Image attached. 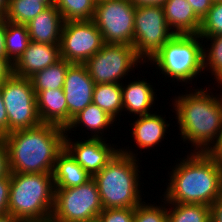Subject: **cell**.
I'll return each instance as SVG.
<instances>
[{
	"label": "cell",
	"instance_id": "9",
	"mask_svg": "<svg viewBox=\"0 0 222 222\" xmlns=\"http://www.w3.org/2000/svg\"><path fill=\"white\" fill-rule=\"evenodd\" d=\"M0 88L8 116V133L41 124L30 78L13 74Z\"/></svg>",
	"mask_w": 222,
	"mask_h": 222
},
{
	"label": "cell",
	"instance_id": "5",
	"mask_svg": "<svg viewBox=\"0 0 222 222\" xmlns=\"http://www.w3.org/2000/svg\"><path fill=\"white\" fill-rule=\"evenodd\" d=\"M119 149L107 165L92 177L97 184L103 209H135L143 200L137 154L129 147Z\"/></svg>",
	"mask_w": 222,
	"mask_h": 222
},
{
	"label": "cell",
	"instance_id": "16",
	"mask_svg": "<svg viewBox=\"0 0 222 222\" xmlns=\"http://www.w3.org/2000/svg\"><path fill=\"white\" fill-rule=\"evenodd\" d=\"M64 20L55 5L48 6L29 23L26 24L30 40L60 45Z\"/></svg>",
	"mask_w": 222,
	"mask_h": 222
},
{
	"label": "cell",
	"instance_id": "13",
	"mask_svg": "<svg viewBox=\"0 0 222 222\" xmlns=\"http://www.w3.org/2000/svg\"><path fill=\"white\" fill-rule=\"evenodd\" d=\"M66 133L64 137V148L84 168L91 177L100 172L107 163L120 150L114 145H109L103 138H89L84 141L71 142V138ZM107 143V144H106Z\"/></svg>",
	"mask_w": 222,
	"mask_h": 222
},
{
	"label": "cell",
	"instance_id": "23",
	"mask_svg": "<svg viewBox=\"0 0 222 222\" xmlns=\"http://www.w3.org/2000/svg\"><path fill=\"white\" fill-rule=\"evenodd\" d=\"M92 102L116 120L123 111L121 83L95 84Z\"/></svg>",
	"mask_w": 222,
	"mask_h": 222
},
{
	"label": "cell",
	"instance_id": "31",
	"mask_svg": "<svg viewBox=\"0 0 222 222\" xmlns=\"http://www.w3.org/2000/svg\"><path fill=\"white\" fill-rule=\"evenodd\" d=\"M164 204L159 206L145 203L142 201L134 209V220L133 222H167V206L166 201L162 200ZM163 205V206H162Z\"/></svg>",
	"mask_w": 222,
	"mask_h": 222
},
{
	"label": "cell",
	"instance_id": "36",
	"mask_svg": "<svg viewBox=\"0 0 222 222\" xmlns=\"http://www.w3.org/2000/svg\"><path fill=\"white\" fill-rule=\"evenodd\" d=\"M14 74V64L6 57H0V86Z\"/></svg>",
	"mask_w": 222,
	"mask_h": 222
},
{
	"label": "cell",
	"instance_id": "37",
	"mask_svg": "<svg viewBox=\"0 0 222 222\" xmlns=\"http://www.w3.org/2000/svg\"><path fill=\"white\" fill-rule=\"evenodd\" d=\"M210 222H222V193L210 205Z\"/></svg>",
	"mask_w": 222,
	"mask_h": 222
},
{
	"label": "cell",
	"instance_id": "10",
	"mask_svg": "<svg viewBox=\"0 0 222 222\" xmlns=\"http://www.w3.org/2000/svg\"><path fill=\"white\" fill-rule=\"evenodd\" d=\"M136 6L130 0L96 2L92 21L106 44L133 46Z\"/></svg>",
	"mask_w": 222,
	"mask_h": 222
},
{
	"label": "cell",
	"instance_id": "29",
	"mask_svg": "<svg viewBox=\"0 0 222 222\" xmlns=\"http://www.w3.org/2000/svg\"><path fill=\"white\" fill-rule=\"evenodd\" d=\"M204 39L207 41L210 40L211 43L209 45L211 46L202 48L203 71H209L210 69V73L214 75V79L218 82L217 85H221L219 87H222V34L203 37L202 41Z\"/></svg>",
	"mask_w": 222,
	"mask_h": 222
},
{
	"label": "cell",
	"instance_id": "28",
	"mask_svg": "<svg viewBox=\"0 0 222 222\" xmlns=\"http://www.w3.org/2000/svg\"><path fill=\"white\" fill-rule=\"evenodd\" d=\"M56 8L66 21L92 20L96 8L95 0H55Z\"/></svg>",
	"mask_w": 222,
	"mask_h": 222
},
{
	"label": "cell",
	"instance_id": "41",
	"mask_svg": "<svg viewBox=\"0 0 222 222\" xmlns=\"http://www.w3.org/2000/svg\"><path fill=\"white\" fill-rule=\"evenodd\" d=\"M135 6L139 5H163L167 0H130Z\"/></svg>",
	"mask_w": 222,
	"mask_h": 222
},
{
	"label": "cell",
	"instance_id": "32",
	"mask_svg": "<svg viewBox=\"0 0 222 222\" xmlns=\"http://www.w3.org/2000/svg\"><path fill=\"white\" fill-rule=\"evenodd\" d=\"M98 217L102 222H133L134 209L132 208L103 209Z\"/></svg>",
	"mask_w": 222,
	"mask_h": 222
},
{
	"label": "cell",
	"instance_id": "30",
	"mask_svg": "<svg viewBox=\"0 0 222 222\" xmlns=\"http://www.w3.org/2000/svg\"><path fill=\"white\" fill-rule=\"evenodd\" d=\"M222 34V1L214 2L207 15L201 20L199 37Z\"/></svg>",
	"mask_w": 222,
	"mask_h": 222
},
{
	"label": "cell",
	"instance_id": "42",
	"mask_svg": "<svg viewBox=\"0 0 222 222\" xmlns=\"http://www.w3.org/2000/svg\"><path fill=\"white\" fill-rule=\"evenodd\" d=\"M9 0H0V17L3 18L8 10Z\"/></svg>",
	"mask_w": 222,
	"mask_h": 222
},
{
	"label": "cell",
	"instance_id": "20",
	"mask_svg": "<svg viewBox=\"0 0 222 222\" xmlns=\"http://www.w3.org/2000/svg\"><path fill=\"white\" fill-rule=\"evenodd\" d=\"M128 82V85L124 83L122 84V102H123V111H125L131 115L134 113V116H143L146 114H150V109L153 107L154 100L157 99L155 96L153 85H150L148 81L139 80Z\"/></svg>",
	"mask_w": 222,
	"mask_h": 222
},
{
	"label": "cell",
	"instance_id": "8",
	"mask_svg": "<svg viewBox=\"0 0 222 222\" xmlns=\"http://www.w3.org/2000/svg\"><path fill=\"white\" fill-rule=\"evenodd\" d=\"M103 206L93 178L85 184L55 189L54 209L49 222H85L96 218Z\"/></svg>",
	"mask_w": 222,
	"mask_h": 222
},
{
	"label": "cell",
	"instance_id": "17",
	"mask_svg": "<svg viewBox=\"0 0 222 222\" xmlns=\"http://www.w3.org/2000/svg\"><path fill=\"white\" fill-rule=\"evenodd\" d=\"M162 6L168 28L175 35H197L199 33L201 20L196 16L187 0H167Z\"/></svg>",
	"mask_w": 222,
	"mask_h": 222
},
{
	"label": "cell",
	"instance_id": "46",
	"mask_svg": "<svg viewBox=\"0 0 222 222\" xmlns=\"http://www.w3.org/2000/svg\"><path fill=\"white\" fill-rule=\"evenodd\" d=\"M213 2H220V1H222V0H212Z\"/></svg>",
	"mask_w": 222,
	"mask_h": 222
},
{
	"label": "cell",
	"instance_id": "12",
	"mask_svg": "<svg viewBox=\"0 0 222 222\" xmlns=\"http://www.w3.org/2000/svg\"><path fill=\"white\" fill-rule=\"evenodd\" d=\"M105 42L92 20L66 21L60 41V57L71 64H84Z\"/></svg>",
	"mask_w": 222,
	"mask_h": 222
},
{
	"label": "cell",
	"instance_id": "43",
	"mask_svg": "<svg viewBox=\"0 0 222 222\" xmlns=\"http://www.w3.org/2000/svg\"><path fill=\"white\" fill-rule=\"evenodd\" d=\"M31 1H39V2H43L45 3L47 6H51V5H54L55 4V0H31Z\"/></svg>",
	"mask_w": 222,
	"mask_h": 222
},
{
	"label": "cell",
	"instance_id": "11",
	"mask_svg": "<svg viewBox=\"0 0 222 222\" xmlns=\"http://www.w3.org/2000/svg\"><path fill=\"white\" fill-rule=\"evenodd\" d=\"M144 63L131 45L104 44L102 49L90 57L84 65L95 84L117 83L133 68ZM131 69V70H130Z\"/></svg>",
	"mask_w": 222,
	"mask_h": 222
},
{
	"label": "cell",
	"instance_id": "33",
	"mask_svg": "<svg viewBox=\"0 0 222 222\" xmlns=\"http://www.w3.org/2000/svg\"><path fill=\"white\" fill-rule=\"evenodd\" d=\"M10 182V175L0 179V217H8Z\"/></svg>",
	"mask_w": 222,
	"mask_h": 222
},
{
	"label": "cell",
	"instance_id": "40",
	"mask_svg": "<svg viewBox=\"0 0 222 222\" xmlns=\"http://www.w3.org/2000/svg\"><path fill=\"white\" fill-rule=\"evenodd\" d=\"M0 57H6L5 50V19L0 18Z\"/></svg>",
	"mask_w": 222,
	"mask_h": 222
},
{
	"label": "cell",
	"instance_id": "14",
	"mask_svg": "<svg viewBox=\"0 0 222 222\" xmlns=\"http://www.w3.org/2000/svg\"><path fill=\"white\" fill-rule=\"evenodd\" d=\"M95 82L84 64H71L66 73L63 91L67 101V126L72 118L93 101Z\"/></svg>",
	"mask_w": 222,
	"mask_h": 222
},
{
	"label": "cell",
	"instance_id": "45",
	"mask_svg": "<svg viewBox=\"0 0 222 222\" xmlns=\"http://www.w3.org/2000/svg\"><path fill=\"white\" fill-rule=\"evenodd\" d=\"M85 222H102V221L100 220L99 217H96V218L90 219V220L85 221Z\"/></svg>",
	"mask_w": 222,
	"mask_h": 222
},
{
	"label": "cell",
	"instance_id": "44",
	"mask_svg": "<svg viewBox=\"0 0 222 222\" xmlns=\"http://www.w3.org/2000/svg\"><path fill=\"white\" fill-rule=\"evenodd\" d=\"M0 222H12L8 217H0Z\"/></svg>",
	"mask_w": 222,
	"mask_h": 222
},
{
	"label": "cell",
	"instance_id": "3",
	"mask_svg": "<svg viewBox=\"0 0 222 222\" xmlns=\"http://www.w3.org/2000/svg\"><path fill=\"white\" fill-rule=\"evenodd\" d=\"M64 128L41 123L2 137L11 173H53L57 155L64 149Z\"/></svg>",
	"mask_w": 222,
	"mask_h": 222
},
{
	"label": "cell",
	"instance_id": "27",
	"mask_svg": "<svg viewBox=\"0 0 222 222\" xmlns=\"http://www.w3.org/2000/svg\"><path fill=\"white\" fill-rule=\"evenodd\" d=\"M47 7L39 1L9 0L8 10L3 18L12 23L26 25Z\"/></svg>",
	"mask_w": 222,
	"mask_h": 222
},
{
	"label": "cell",
	"instance_id": "38",
	"mask_svg": "<svg viewBox=\"0 0 222 222\" xmlns=\"http://www.w3.org/2000/svg\"><path fill=\"white\" fill-rule=\"evenodd\" d=\"M7 134H8V116L0 88V135L4 137Z\"/></svg>",
	"mask_w": 222,
	"mask_h": 222
},
{
	"label": "cell",
	"instance_id": "2",
	"mask_svg": "<svg viewBox=\"0 0 222 222\" xmlns=\"http://www.w3.org/2000/svg\"><path fill=\"white\" fill-rule=\"evenodd\" d=\"M166 203L210 206L222 193V170L208 152H190L169 175Z\"/></svg>",
	"mask_w": 222,
	"mask_h": 222
},
{
	"label": "cell",
	"instance_id": "6",
	"mask_svg": "<svg viewBox=\"0 0 222 222\" xmlns=\"http://www.w3.org/2000/svg\"><path fill=\"white\" fill-rule=\"evenodd\" d=\"M200 39L198 34L174 35L150 61L152 66L172 81L189 83L203 72L204 44Z\"/></svg>",
	"mask_w": 222,
	"mask_h": 222
},
{
	"label": "cell",
	"instance_id": "1",
	"mask_svg": "<svg viewBox=\"0 0 222 222\" xmlns=\"http://www.w3.org/2000/svg\"><path fill=\"white\" fill-rule=\"evenodd\" d=\"M193 90L173 99L179 135L195 147L191 152H209L222 134V94L214 96L202 87Z\"/></svg>",
	"mask_w": 222,
	"mask_h": 222
},
{
	"label": "cell",
	"instance_id": "15",
	"mask_svg": "<svg viewBox=\"0 0 222 222\" xmlns=\"http://www.w3.org/2000/svg\"><path fill=\"white\" fill-rule=\"evenodd\" d=\"M61 59L60 45L30 41L28 47L14 63V74L30 78Z\"/></svg>",
	"mask_w": 222,
	"mask_h": 222
},
{
	"label": "cell",
	"instance_id": "26",
	"mask_svg": "<svg viewBox=\"0 0 222 222\" xmlns=\"http://www.w3.org/2000/svg\"><path fill=\"white\" fill-rule=\"evenodd\" d=\"M166 204L171 208L167 207V222H210V206L203 204Z\"/></svg>",
	"mask_w": 222,
	"mask_h": 222
},
{
	"label": "cell",
	"instance_id": "21",
	"mask_svg": "<svg viewBox=\"0 0 222 222\" xmlns=\"http://www.w3.org/2000/svg\"><path fill=\"white\" fill-rule=\"evenodd\" d=\"M52 176L55 189L76 187L92 178L65 148L57 155Z\"/></svg>",
	"mask_w": 222,
	"mask_h": 222
},
{
	"label": "cell",
	"instance_id": "19",
	"mask_svg": "<svg viewBox=\"0 0 222 222\" xmlns=\"http://www.w3.org/2000/svg\"><path fill=\"white\" fill-rule=\"evenodd\" d=\"M162 115L151 113L138 116L132 125V137H134L136 146L140 149H149L155 147L164 138L167 127L170 126Z\"/></svg>",
	"mask_w": 222,
	"mask_h": 222
},
{
	"label": "cell",
	"instance_id": "7",
	"mask_svg": "<svg viewBox=\"0 0 222 222\" xmlns=\"http://www.w3.org/2000/svg\"><path fill=\"white\" fill-rule=\"evenodd\" d=\"M174 35L168 28L162 5L136 6L133 47L144 64L151 61Z\"/></svg>",
	"mask_w": 222,
	"mask_h": 222
},
{
	"label": "cell",
	"instance_id": "18",
	"mask_svg": "<svg viewBox=\"0 0 222 222\" xmlns=\"http://www.w3.org/2000/svg\"><path fill=\"white\" fill-rule=\"evenodd\" d=\"M37 112L41 123L66 129L67 101L63 89H48L36 95Z\"/></svg>",
	"mask_w": 222,
	"mask_h": 222
},
{
	"label": "cell",
	"instance_id": "34",
	"mask_svg": "<svg viewBox=\"0 0 222 222\" xmlns=\"http://www.w3.org/2000/svg\"><path fill=\"white\" fill-rule=\"evenodd\" d=\"M196 16L202 20L213 5L212 0H187Z\"/></svg>",
	"mask_w": 222,
	"mask_h": 222
},
{
	"label": "cell",
	"instance_id": "24",
	"mask_svg": "<svg viewBox=\"0 0 222 222\" xmlns=\"http://www.w3.org/2000/svg\"><path fill=\"white\" fill-rule=\"evenodd\" d=\"M70 65L71 63L68 61L60 59L55 64L31 76L30 80L35 94L48 89H63L67 69Z\"/></svg>",
	"mask_w": 222,
	"mask_h": 222
},
{
	"label": "cell",
	"instance_id": "22",
	"mask_svg": "<svg viewBox=\"0 0 222 222\" xmlns=\"http://www.w3.org/2000/svg\"><path fill=\"white\" fill-rule=\"evenodd\" d=\"M114 122L115 119L113 117L92 102L72 118L65 131L70 133L71 129L74 131L73 128L76 129L79 126L83 128L84 126L88 131L90 130V138H102L103 135L101 134L104 133L103 131L108 130Z\"/></svg>",
	"mask_w": 222,
	"mask_h": 222
},
{
	"label": "cell",
	"instance_id": "35",
	"mask_svg": "<svg viewBox=\"0 0 222 222\" xmlns=\"http://www.w3.org/2000/svg\"><path fill=\"white\" fill-rule=\"evenodd\" d=\"M10 173L7 146L2 138L0 140V179L8 177Z\"/></svg>",
	"mask_w": 222,
	"mask_h": 222
},
{
	"label": "cell",
	"instance_id": "4",
	"mask_svg": "<svg viewBox=\"0 0 222 222\" xmlns=\"http://www.w3.org/2000/svg\"><path fill=\"white\" fill-rule=\"evenodd\" d=\"M8 218L12 222H49L54 209L52 173H10Z\"/></svg>",
	"mask_w": 222,
	"mask_h": 222
},
{
	"label": "cell",
	"instance_id": "25",
	"mask_svg": "<svg viewBox=\"0 0 222 222\" xmlns=\"http://www.w3.org/2000/svg\"><path fill=\"white\" fill-rule=\"evenodd\" d=\"M26 25L5 20V50L6 58L13 64L20 58L30 43Z\"/></svg>",
	"mask_w": 222,
	"mask_h": 222
},
{
	"label": "cell",
	"instance_id": "39",
	"mask_svg": "<svg viewBox=\"0 0 222 222\" xmlns=\"http://www.w3.org/2000/svg\"><path fill=\"white\" fill-rule=\"evenodd\" d=\"M222 170V134L217 143L208 152Z\"/></svg>",
	"mask_w": 222,
	"mask_h": 222
}]
</instances>
